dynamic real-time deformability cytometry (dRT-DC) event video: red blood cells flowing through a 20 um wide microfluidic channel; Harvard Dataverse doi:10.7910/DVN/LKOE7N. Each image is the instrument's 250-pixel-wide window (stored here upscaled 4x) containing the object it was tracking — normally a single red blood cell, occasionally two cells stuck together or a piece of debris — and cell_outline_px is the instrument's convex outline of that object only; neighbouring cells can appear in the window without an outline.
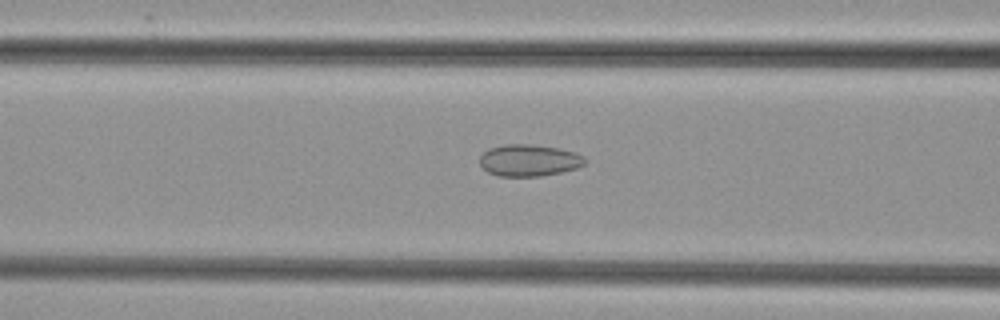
{"species": "common noctule bat (a hibernating species)", "species_latin": "Nyctalus noctula", "temperature_condition": "cold", "stored_images_in_passage": 39, "camera_frame_rate_fps": 3000, "um_per_image_px": 0.085, "animal": {"sex": "female", "body_mass_g": 29.2, "forearm_length_mm": 56.3}, "frame": {"image": 1, "passage_image": 7, "time_ms": 2.0, "image_size_px": [1000, 320], "cell_outline_px": [[588, 160], [584, 164], [576, 168], [560, 172], [540, 176], [496, 176], [488, 172], [480, 164], [480, 156], [488, 148], [504, 144], [532, 144], [560, 148], [576, 152], [584, 156]], "centroid_in_image_um": [44.98, 13.61], "position_along_channel_um": 121.6, "area_um2": 19.65}}
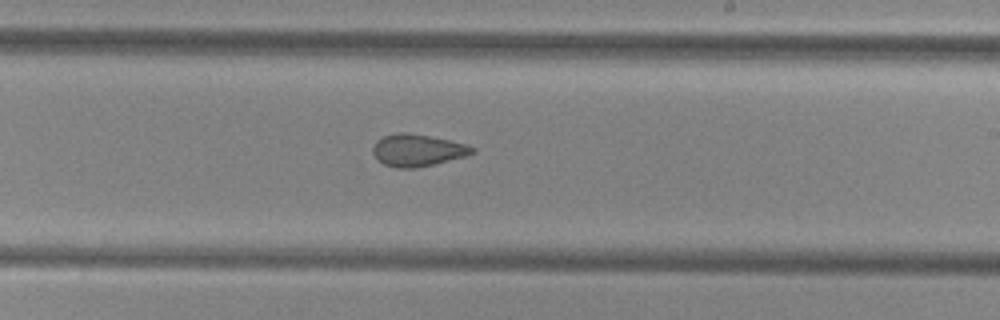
{"frame": {"image": 2, "passage_image": 17, "time_ms": 5.333, "image_size_px": [1000, 320], "cell_outline_px": [[476, 152], [464, 156], [416, 168], [396, 168], [384, 164], [372, 152], [372, 148], [376, 140], [384, 136], [396, 132], [408, 132], [468, 144], [476, 148]], "centroid_in_image_um": [35.48, 12.76], "position_along_channel_um": 253.5, "area_um2": 18.44}}
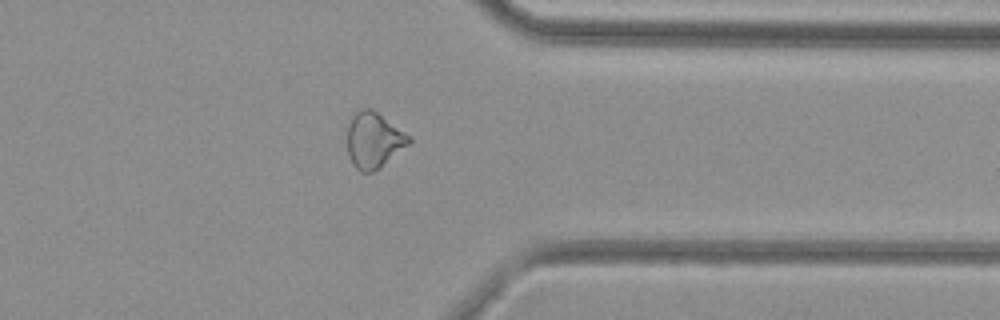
{"frame": {"image": 3, "passage_image": 27, "time_ms": 8.667, "image_size_px": [1000, 320], "cell_outline_px": [[412, 140], [408, 144], [372, 172], [360, 172], [352, 164], [348, 152], [348, 124], [352, 116], [360, 108], [372, 108], [412, 136]], "centroid_in_image_um": [31.76, 11.87], "position_along_channel_um": 379.6, "area_um2": 19.83}}